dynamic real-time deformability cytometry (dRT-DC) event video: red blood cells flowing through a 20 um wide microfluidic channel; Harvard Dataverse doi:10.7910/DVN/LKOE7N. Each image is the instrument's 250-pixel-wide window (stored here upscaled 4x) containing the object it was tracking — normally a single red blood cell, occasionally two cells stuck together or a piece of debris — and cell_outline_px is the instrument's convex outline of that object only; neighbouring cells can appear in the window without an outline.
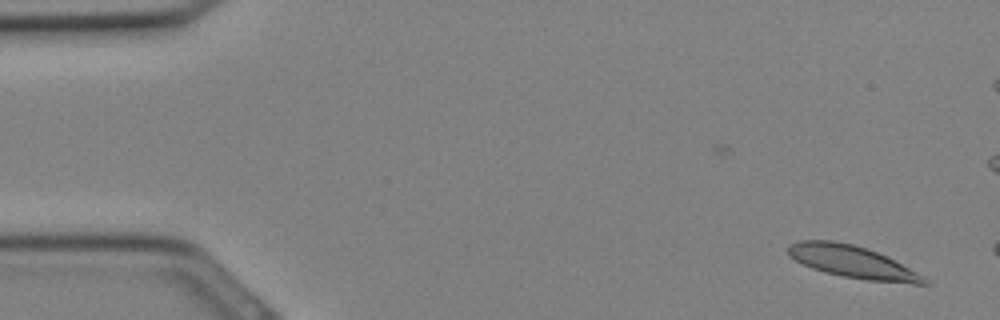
{"species": "Egyptian fruit bat (a non-hibernating species)", "species_latin": "Rousettus aegyptiacus", "temperature_condition": "cold", "stored_images_in_passage": 8, "camera_frame_rate_fps": 3000, "um_per_image_px": 0.085, "animal": {"sex": "female"}, "frame": {"image": 1, "passage_image": 1, "time_ms": 0.0, "image_size_px": [1000, 320], "cell_outline_px": [[928, 284], [912, 284], [868, 280], [840, 276], [824, 272], [812, 268], [788, 256], [788, 244], [800, 240], [832, 240], [852, 244], [876, 252], [924, 276]], "centroid_in_image_um": [72.38, 22.26], "position_along_channel_um": 12.6, "area_um2": 25.14}}